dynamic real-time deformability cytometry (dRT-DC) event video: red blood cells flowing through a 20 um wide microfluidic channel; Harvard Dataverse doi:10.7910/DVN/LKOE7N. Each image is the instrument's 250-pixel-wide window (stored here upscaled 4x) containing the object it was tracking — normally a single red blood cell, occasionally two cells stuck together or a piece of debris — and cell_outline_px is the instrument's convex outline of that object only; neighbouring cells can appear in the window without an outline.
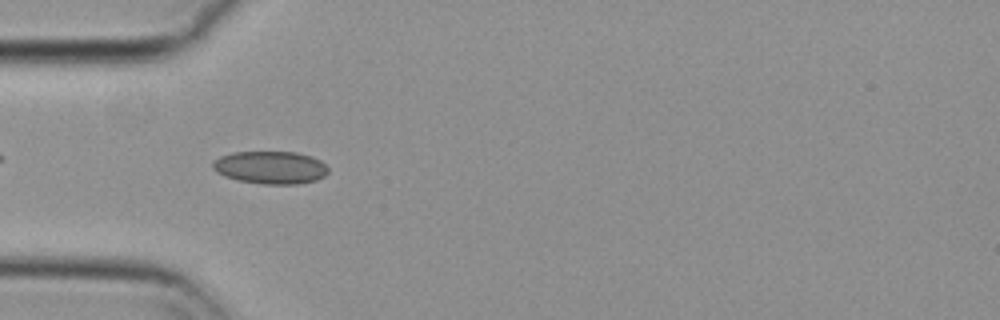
{"species": "common noctule bat (a hibernating species)", "species_latin": "Nyctalus noctula", "temperature_condition": "cold", "stored_images_in_passage": 43, "camera_frame_rate_fps": 3000, "um_per_image_px": 0.085, "animal": {"sex": "female", "body_mass_g": 29.2, "forearm_length_mm": 56.3}, "frame": {"image": 1, "passage_image": 4, "time_ms": 1.0, "image_size_px": [1000, 320], "cell_outline_px": [[328, 172], [324, 176], [316, 180], [296, 184], [264, 184], [236, 180], [224, 176], [216, 172], [212, 168], [212, 160], [220, 156], [232, 152], [296, 152], [312, 156], [320, 160], [328, 168]], "centroid_in_image_um": [22.96, 14.23], "position_along_channel_um": 62.0, "area_um2": 22.2}}
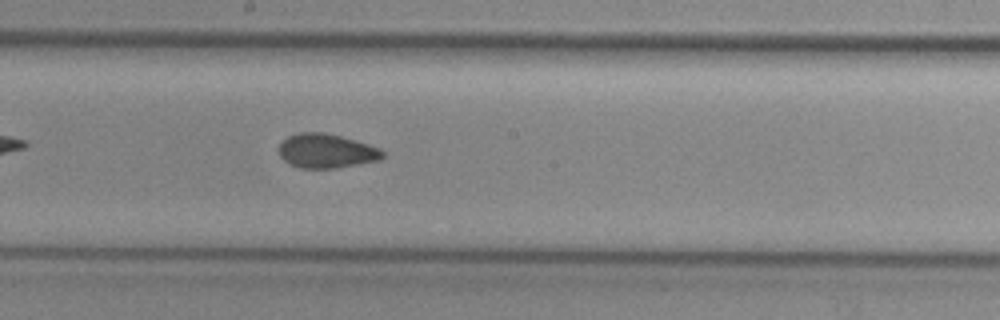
{"frame": {"image": 2, "passage_image": 17, "time_ms": 5.333, "image_size_px": [1000, 320], "cell_outline_px": [[384, 156], [380, 160], [336, 168], [300, 168], [288, 164], [280, 156], [280, 144], [288, 136], [300, 132], [324, 132], [340, 136], [368, 144], [380, 148], [384, 152]], "centroid_in_image_um": [27.74, 12.84], "position_along_channel_um": 220.5, "area_um2": 20.63}}
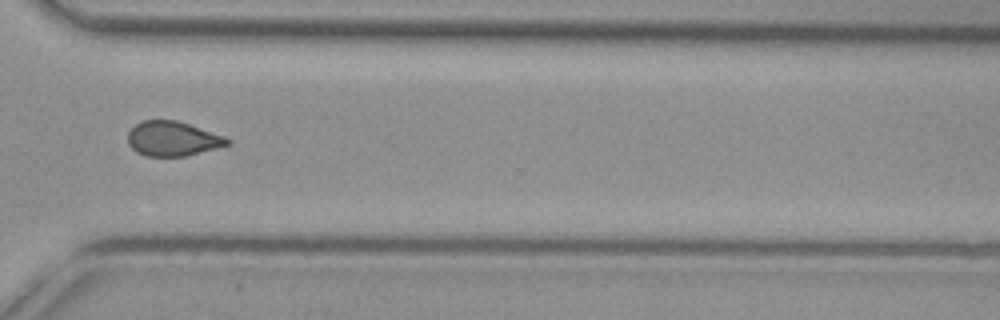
{"frame": {"image": 3, "passage_image": 28, "time_ms": 9.0, "image_size_px": [1000, 320], "cell_outline_px": [[232, 144], [220, 148], [184, 156], [144, 156], [136, 152], [128, 144], [128, 132], [140, 120], [176, 120], [224, 136], [232, 140]], "centroid_in_image_um": [14.69, 11.8], "position_along_channel_um": 355.9, "area_um2": 20.23}, "authors_computed_cell_mechanics": {"area_um2": 20.6924, "velocity_mm_per_s": 3.6898, "shape_relaxation_time_tau1_ms": 10.4322, "shape_relaxation_time_tau2_ms": 2.0329, "deformation_change_tau1": 0.1247, "deformation_change_tau2": 0.0799}}